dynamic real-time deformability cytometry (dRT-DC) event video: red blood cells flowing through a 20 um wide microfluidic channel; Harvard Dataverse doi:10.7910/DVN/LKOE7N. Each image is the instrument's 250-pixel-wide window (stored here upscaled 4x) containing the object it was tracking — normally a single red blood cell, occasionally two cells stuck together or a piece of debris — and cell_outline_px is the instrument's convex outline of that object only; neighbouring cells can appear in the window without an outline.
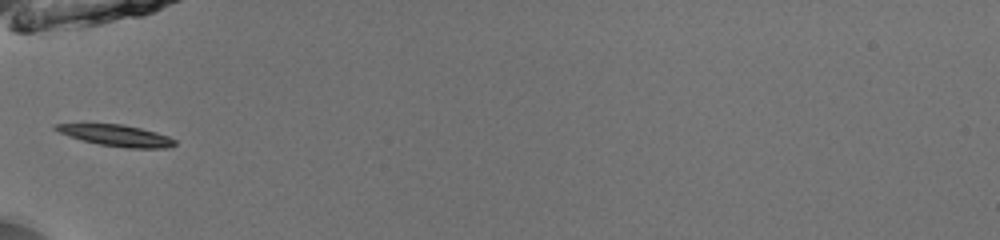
{"species": "common noctule bat (a hibernating species)", "species_latin": "Nyctalus noctula", "temperature_condition": "room temperature", "stored_images_in_passage": 33, "camera_frame_rate_fps": 3000, "um_per_image_px": 0.085, "animal": {"sex": "male", "body_mass_g": 13.0, "forearm_length_mm": 53.1}, "frame": {"image": 1, "passage_image": 1, "time_ms": 0.0, "image_size_px": [1000, 240], "cell_outline_px": [[176, 144], [168, 148], [128, 148], [100, 144], [68, 136], [52, 128], [52, 124], [124, 124], [156, 132], [168, 136], [176, 140]], "centroid_in_image_um": [9.91, 11.51], "position_along_channel_um": 75.1, "area_um2": 14.68}}
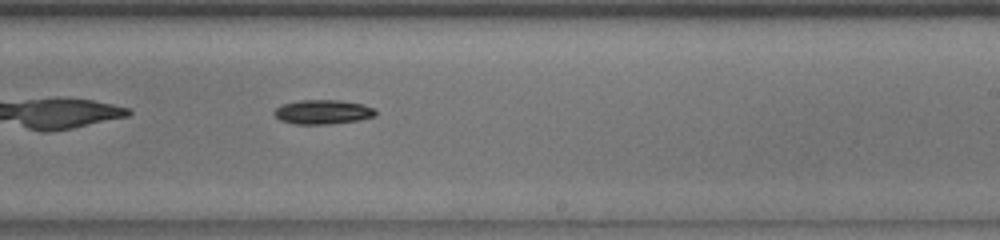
{"frame": {"image": 2, "passage_image": 15, "time_ms": 4.667, "image_size_px": [1000, 240], "cell_outline_px": [[376, 116], [360, 120], [328, 124], [296, 124], [280, 120], [272, 112], [276, 108], [284, 104], [300, 100], [340, 100], [364, 104], [372, 108], [376, 112]], "centroid_in_image_um": [27.45, 9.52], "position_along_channel_um": 261.5, "area_um2": 14.33}}
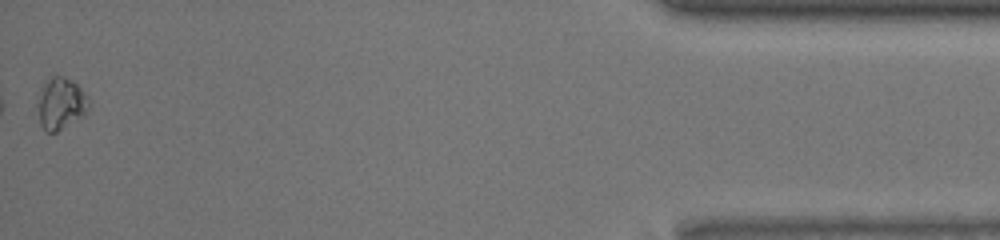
{"frame": {"image": 3, "passage_image": 33, "time_ms": 10.667, "image_size_px": [1000, 240], "cell_outline_px": [[88, 108], [84, 116], [56, 132], [44, 132], [40, 124], [36, 104], [40, 88], [52, 76], [60, 76], [72, 80], [80, 88], [88, 100]], "centroid_in_image_um": [5.12, 8.83], "position_along_channel_um": 430.1, "area_um2": 15.43}, "authors_computed_cell_mechanics": {"area_um2": 14.2188, "velocity_mm_per_s": 3.9814, "shape_relaxation_time_tau1_ms": 1.2712, "shape_relaxation_time_tau2_ms": null, "deformation_change_tau1": 0.102, "deformation_change_tau2": null}}